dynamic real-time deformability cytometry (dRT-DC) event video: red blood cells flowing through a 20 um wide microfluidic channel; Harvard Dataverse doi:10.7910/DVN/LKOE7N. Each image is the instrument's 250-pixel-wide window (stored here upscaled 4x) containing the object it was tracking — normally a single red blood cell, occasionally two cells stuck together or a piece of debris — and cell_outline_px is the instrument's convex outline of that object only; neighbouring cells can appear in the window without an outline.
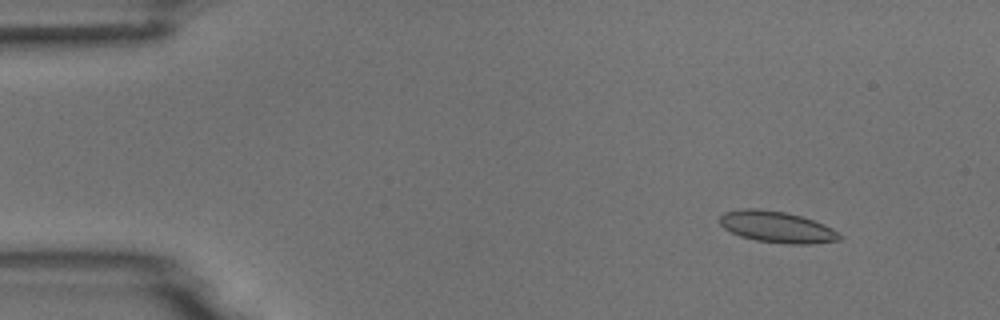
{"species": "common noctule bat (a hibernating species)", "species_latin": "Nyctalus noctula", "temperature_condition": "room temperature", "stored_images_in_passage": 3, "camera_frame_rate_fps": 3000, "um_per_image_px": 0.085, "animal": {"sex": "male", "body_mass_g": 18.8}, "frame": {"image": 1, "passage_image": 1, "time_ms": 0.0, "image_size_px": [1000, 320], "cell_outline_px": [[844, 236], [840, 240], [812, 244], [788, 244], [756, 240], [740, 236], [724, 228], [720, 224], [720, 216], [724, 212], [744, 208], [760, 208], [784, 212], [800, 216], [824, 224], [840, 232]], "centroid_in_image_um": [66.07, 19.29], "position_along_channel_um": 18.9, "area_um2": 21.96}}
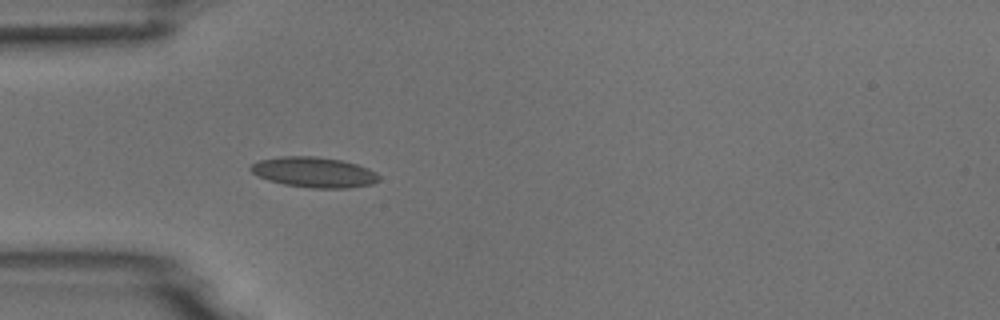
{"frame": {"image": 2, "passage_image": 3, "time_ms": 3.333, "image_size_px": [1000, 320], "cell_outline_px": [[380, 180], [372, 184], [348, 188], [308, 188], [284, 184], [268, 180], [252, 172], [248, 168], [252, 164], [260, 160], [280, 156], [316, 156], [340, 160], [356, 164], [368, 168], [376, 172], [380, 176]], "centroid_in_image_um": [26.71, 14.64], "position_along_channel_um": 58.3, "area_um2": 22.72}}